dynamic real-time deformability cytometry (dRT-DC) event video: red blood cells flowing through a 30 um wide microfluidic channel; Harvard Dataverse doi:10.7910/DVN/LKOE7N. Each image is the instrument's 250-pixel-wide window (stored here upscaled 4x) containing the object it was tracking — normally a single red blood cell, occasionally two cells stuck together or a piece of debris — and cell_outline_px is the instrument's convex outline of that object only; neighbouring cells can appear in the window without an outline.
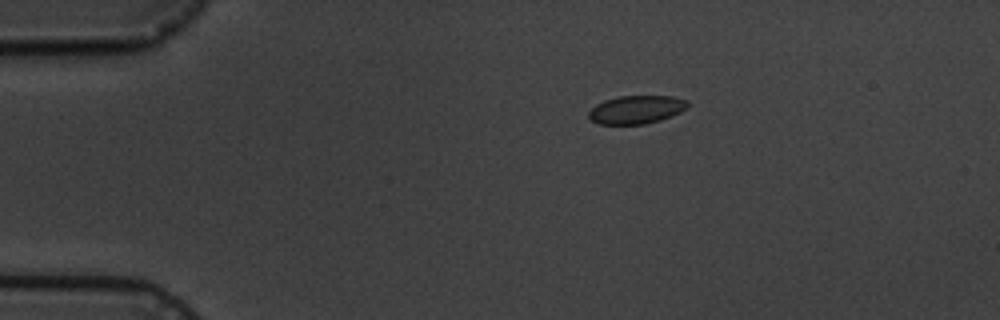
{"species": "common noctule bat (a hibernating species)", "species_latin": "Nyctalus noctula", "temperature_condition": "cold", "stored_images_in_passage": 6, "camera_frame_rate_fps": 3000, "um_per_image_px": 0.085, "animal": {"sex": "male", "body_mass_g": 19.5, "forearm_length_mm": 54.6}, "frame": {"image": 1, "passage_image": 1, "time_ms": 0.0, "image_size_px": [1000, 320], "cell_outline_px": [[688, 108], [672, 116], [660, 120], [644, 124], [600, 124], [592, 120], [588, 116], [588, 112], [596, 104], [604, 100], [620, 96], [672, 96], [688, 100]], "centroid_in_image_um": [54.11, 9.31], "position_along_channel_um": 30.9, "area_um2": 16.3}}
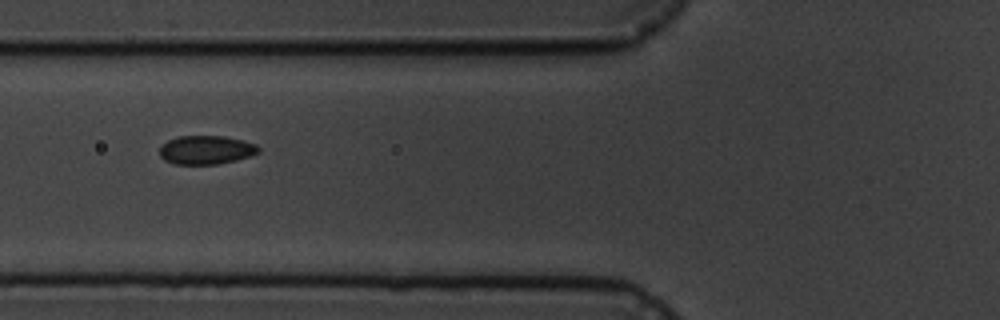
{"frame": {"image": 2, "passage_image": 4, "time_ms": 3.667, "image_size_px": [1000, 320], "cell_outline_px": [[260, 152], [252, 156], [236, 160], [216, 164], [172, 164], [164, 160], [160, 156], [160, 148], [168, 140], [180, 136], [224, 136], [244, 140], [256, 144], [260, 148]], "centroid_in_image_um": [17.55, 12.74], "position_along_channel_um": 108.2, "area_um2": 16.65}}
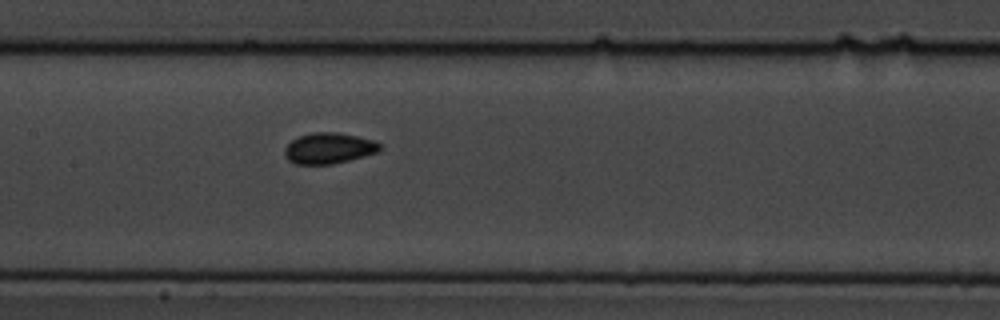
{"frame": {"image": 3, "passage_image": 6, "time_ms": 5.667, "image_size_px": [1000, 320], "cell_outline_px": [[384, 148], [380, 152], [332, 164], [296, 164], [288, 160], [284, 156], [284, 148], [292, 140], [300, 136], [312, 132], [336, 132], [356, 136], [372, 140], [384, 144]], "centroid_in_image_um": [27.99, 12.6], "position_along_channel_um": 179.4, "area_um2": 17.28}}